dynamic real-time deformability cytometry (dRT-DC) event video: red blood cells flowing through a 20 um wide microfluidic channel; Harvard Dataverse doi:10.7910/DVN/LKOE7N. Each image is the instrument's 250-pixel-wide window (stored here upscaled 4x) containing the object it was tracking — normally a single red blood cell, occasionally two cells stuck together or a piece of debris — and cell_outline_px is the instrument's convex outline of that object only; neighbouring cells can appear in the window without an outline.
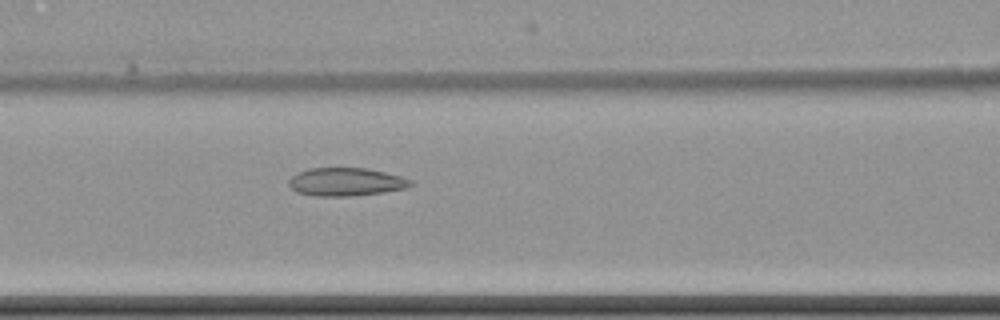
{"species": "common noctule bat (a hibernating species)", "species_latin": "Nyctalus noctula", "temperature_condition": "cold", "stored_images_in_passage": 7, "camera_frame_rate_fps": 3000, "um_per_image_px": 0.085, "animal": {"sex": "female", "body_mass_g": 22.7, "forearm_length_mm": 54.2}, "frame": {"image": 1, "passage_image": 7, "time_ms": 7.333, "image_size_px": [1000, 320], "cell_outline_px": [[412, 184], [408, 188], [384, 192], [352, 196], [316, 196], [296, 192], [288, 184], [288, 180], [296, 172], [308, 168], [368, 168], [400, 176], [412, 180]], "centroid_in_image_um": [29.39, 15.46], "position_along_channel_um": 137.2, "area_um2": 20.11}}